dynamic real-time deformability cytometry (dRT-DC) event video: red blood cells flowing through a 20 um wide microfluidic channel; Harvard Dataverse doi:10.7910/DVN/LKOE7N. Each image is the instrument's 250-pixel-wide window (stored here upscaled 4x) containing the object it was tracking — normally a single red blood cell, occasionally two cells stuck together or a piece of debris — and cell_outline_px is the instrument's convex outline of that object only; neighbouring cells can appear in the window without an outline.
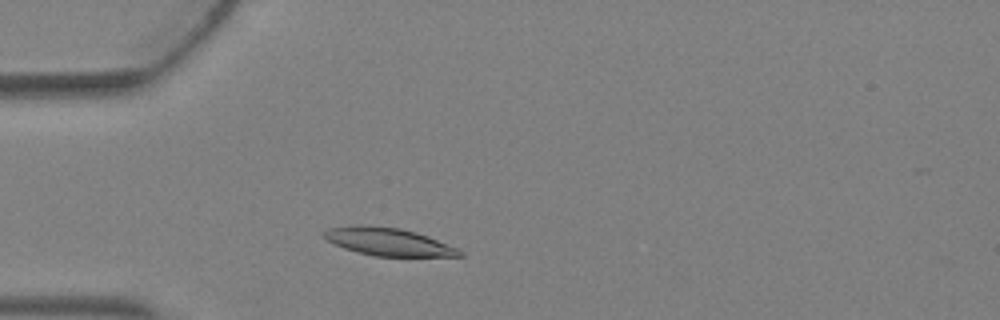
{"species": "Egyptian fruit bat (a non-hibernating species)", "species_latin": "Rousettus aegyptiacus", "temperature_condition": "warm", "stored_images_in_passage": 1, "camera_frame_rate_fps": 3000, "um_per_image_px": 0.085, "animal": {"sex": "female"}, "frame": {"image": 1, "passage_image": 1, "time_ms": 0.0, "image_size_px": [1000, 320], "cell_outline_px": [[464, 256], [376, 256], [356, 252], [344, 248], [328, 240], [324, 236], [324, 232], [332, 228], [360, 224], [368, 224], [400, 228], [416, 232], [428, 236], [460, 248], [464, 252]], "centroid_in_image_um": [33.08, 20.54], "position_along_channel_um": 51.9, "area_um2": 21.96}}